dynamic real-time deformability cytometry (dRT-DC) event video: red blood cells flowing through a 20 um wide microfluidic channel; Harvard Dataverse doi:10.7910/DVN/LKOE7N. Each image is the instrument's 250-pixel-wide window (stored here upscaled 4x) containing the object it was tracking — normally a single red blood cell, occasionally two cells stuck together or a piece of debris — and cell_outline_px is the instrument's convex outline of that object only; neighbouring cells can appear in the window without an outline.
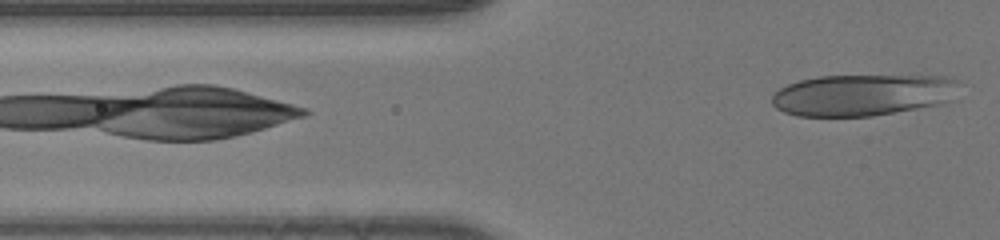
{"species": "human", "species_latin": "Homo sapiens", "temperature_condition": "room temperature", "stored_images_in_passage": 10, "camera_frame_rate_fps": 3000, "um_per_image_px": 0.085, "donor": {"sex": "male"}, "frame": {"image": 1, "passage_image": 10, "time_ms": 3.0, "image_size_px": [1000, 240], "cell_outline_px": [[960, 80], [952, 100], [940, 104], [872, 116], [796, 116], [784, 112], [776, 108], [772, 104], [772, 96], [780, 88], [788, 84], [800, 80], [820, 76], [944, 76]], "centroid_in_image_um": [73.33, 8.07], "position_along_channel_um": 52.5, "area_um2": 45.32}}